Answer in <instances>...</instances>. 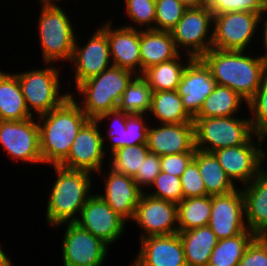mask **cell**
<instances>
[{
	"instance_id": "4316f807",
	"label": "cell",
	"mask_w": 267,
	"mask_h": 266,
	"mask_svg": "<svg viewBox=\"0 0 267 266\" xmlns=\"http://www.w3.org/2000/svg\"><path fill=\"white\" fill-rule=\"evenodd\" d=\"M187 266H208L210 255L218 239L209 226L178 232Z\"/></svg>"
},
{
	"instance_id": "7bdbcfd3",
	"label": "cell",
	"mask_w": 267,
	"mask_h": 266,
	"mask_svg": "<svg viewBox=\"0 0 267 266\" xmlns=\"http://www.w3.org/2000/svg\"><path fill=\"white\" fill-rule=\"evenodd\" d=\"M160 156L149 153L145 160H143V164L141 168L138 169L137 174L133 177L138 187L143 191L149 188L155 181V178L160 174ZM146 188V189H145Z\"/></svg>"
},
{
	"instance_id": "f546056e",
	"label": "cell",
	"mask_w": 267,
	"mask_h": 266,
	"mask_svg": "<svg viewBox=\"0 0 267 266\" xmlns=\"http://www.w3.org/2000/svg\"><path fill=\"white\" fill-rule=\"evenodd\" d=\"M183 55L182 53L171 61L151 66L143 72L142 76L147 80L153 92L177 90L184 69L193 59L186 54Z\"/></svg>"
},
{
	"instance_id": "44dd1931",
	"label": "cell",
	"mask_w": 267,
	"mask_h": 266,
	"mask_svg": "<svg viewBox=\"0 0 267 266\" xmlns=\"http://www.w3.org/2000/svg\"><path fill=\"white\" fill-rule=\"evenodd\" d=\"M147 147L158 156L195 152L194 122L150 125Z\"/></svg>"
},
{
	"instance_id": "7c38bea8",
	"label": "cell",
	"mask_w": 267,
	"mask_h": 266,
	"mask_svg": "<svg viewBox=\"0 0 267 266\" xmlns=\"http://www.w3.org/2000/svg\"><path fill=\"white\" fill-rule=\"evenodd\" d=\"M61 226L66 229L61 242L63 266H103L110 251L107 244L75 222L54 227Z\"/></svg>"
},
{
	"instance_id": "e575fe53",
	"label": "cell",
	"mask_w": 267,
	"mask_h": 266,
	"mask_svg": "<svg viewBox=\"0 0 267 266\" xmlns=\"http://www.w3.org/2000/svg\"><path fill=\"white\" fill-rule=\"evenodd\" d=\"M150 153L147 144H138L135 146H125L114 151L107 165L115 172L134 177L138 169L141 168L143 160Z\"/></svg>"
},
{
	"instance_id": "8d00e7d4",
	"label": "cell",
	"mask_w": 267,
	"mask_h": 266,
	"mask_svg": "<svg viewBox=\"0 0 267 266\" xmlns=\"http://www.w3.org/2000/svg\"><path fill=\"white\" fill-rule=\"evenodd\" d=\"M253 132L262 138L267 136V77L247 103Z\"/></svg>"
},
{
	"instance_id": "5b68a950",
	"label": "cell",
	"mask_w": 267,
	"mask_h": 266,
	"mask_svg": "<svg viewBox=\"0 0 267 266\" xmlns=\"http://www.w3.org/2000/svg\"><path fill=\"white\" fill-rule=\"evenodd\" d=\"M58 5H41L37 21L43 63L69 62L78 35L72 18ZM74 26V27H73Z\"/></svg>"
},
{
	"instance_id": "7a4b0ae2",
	"label": "cell",
	"mask_w": 267,
	"mask_h": 266,
	"mask_svg": "<svg viewBox=\"0 0 267 266\" xmlns=\"http://www.w3.org/2000/svg\"><path fill=\"white\" fill-rule=\"evenodd\" d=\"M37 119L40 153L46 166L60 165L67 158L79 130L89 120L72 96Z\"/></svg>"
},
{
	"instance_id": "83f0119b",
	"label": "cell",
	"mask_w": 267,
	"mask_h": 266,
	"mask_svg": "<svg viewBox=\"0 0 267 266\" xmlns=\"http://www.w3.org/2000/svg\"><path fill=\"white\" fill-rule=\"evenodd\" d=\"M193 160L198 165L208 196L229 194L238 188L228 178L213 153L196 149Z\"/></svg>"
},
{
	"instance_id": "1f68e13d",
	"label": "cell",
	"mask_w": 267,
	"mask_h": 266,
	"mask_svg": "<svg viewBox=\"0 0 267 266\" xmlns=\"http://www.w3.org/2000/svg\"><path fill=\"white\" fill-rule=\"evenodd\" d=\"M212 196L190 197L177 204L178 232L208 226Z\"/></svg>"
},
{
	"instance_id": "ba28073f",
	"label": "cell",
	"mask_w": 267,
	"mask_h": 266,
	"mask_svg": "<svg viewBox=\"0 0 267 266\" xmlns=\"http://www.w3.org/2000/svg\"><path fill=\"white\" fill-rule=\"evenodd\" d=\"M170 33L181 54L201 58L212 48L213 13L208 6L187 8Z\"/></svg>"
},
{
	"instance_id": "f6af8a7d",
	"label": "cell",
	"mask_w": 267,
	"mask_h": 266,
	"mask_svg": "<svg viewBox=\"0 0 267 266\" xmlns=\"http://www.w3.org/2000/svg\"><path fill=\"white\" fill-rule=\"evenodd\" d=\"M264 17H265V19H264ZM261 26H263V27H261L262 28L261 33H263V34H261L262 42H263L262 46H264V48H265L264 49L265 51L263 53H265L267 55V10H265L261 15Z\"/></svg>"
},
{
	"instance_id": "ac0fdd59",
	"label": "cell",
	"mask_w": 267,
	"mask_h": 266,
	"mask_svg": "<svg viewBox=\"0 0 267 266\" xmlns=\"http://www.w3.org/2000/svg\"><path fill=\"white\" fill-rule=\"evenodd\" d=\"M208 226L216 234L218 240L234 237L248 229L241 188L229 194L212 196Z\"/></svg>"
},
{
	"instance_id": "30bf717a",
	"label": "cell",
	"mask_w": 267,
	"mask_h": 266,
	"mask_svg": "<svg viewBox=\"0 0 267 266\" xmlns=\"http://www.w3.org/2000/svg\"><path fill=\"white\" fill-rule=\"evenodd\" d=\"M242 145L218 149L212 152L222 166L228 178L236 186L242 187L252 182L264 169L265 151L263 150L264 138L255 135ZM255 140L257 142H255ZM263 165V166H262ZM237 181L238 183H236Z\"/></svg>"
},
{
	"instance_id": "484cf974",
	"label": "cell",
	"mask_w": 267,
	"mask_h": 266,
	"mask_svg": "<svg viewBox=\"0 0 267 266\" xmlns=\"http://www.w3.org/2000/svg\"><path fill=\"white\" fill-rule=\"evenodd\" d=\"M34 117L28 110L17 75L0 70V120L21 121Z\"/></svg>"
},
{
	"instance_id": "603a6c76",
	"label": "cell",
	"mask_w": 267,
	"mask_h": 266,
	"mask_svg": "<svg viewBox=\"0 0 267 266\" xmlns=\"http://www.w3.org/2000/svg\"><path fill=\"white\" fill-rule=\"evenodd\" d=\"M135 256L145 266H187L184 247L178 233L139 239Z\"/></svg>"
},
{
	"instance_id": "b9f144b4",
	"label": "cell",
	"mask_w": 267,
	"mask_h": 266,
	"mask_svg": "<svg viewBox=\"0 0 267 266\" xmlns=\"http://www.w3.org/2000/svg\"><path fill=\"white\" fill-rule=\"evenodd\" d=\"M238 266H267V237L256 236L247 246Z\"/></svg>"
},
{
	"instance_id": "f907efd6",
	"label": "cell",
	"mask_w": 267,
	"mask_h": 266,
	"mask_svg": "<svg viewBox=\"0 0 267 266\" xmlns=\"http://www.w3.org/2000/svg\"><path fill=\"white\" fill-rule=\"evenodd\" d=\"M263 6H264V9L267 10V0H261Z\"/></svg>"
},
{
	"instance_id": "4dcf8cb0",
	"label": "cell",
	"mask_w": 267,
	"mask_h": 266,
	"mask_svg": "<svg viewBox=\"0 0 267 266\" xmlns=\"http://www.w3.org/2000/svg\"><path fill=\"white\" fill-rule=\"evenodd\" d=\"M149 114L157 121L154 124L193 122V118L184 109L177 90L153 92Z\"/></svg>"
},
{
	"instance_id": "d590c367",
	"label": "cell",
	"mask_w": 267,
	"mask_h": 266,
	"mask_svg": "<svg viewBox=\"0 0 267 266\" xmlns=\"http://www.w3.org/2000/svg\"><path fill=\"white\" fill-rule=\"evenodd\" d=\"M124 11L132 22L126 27L155 30V0H124ZM134 22V24H133Z\"/></svg>"
},
{
	"instance_id": "60d3db41",
	"label": "cell",
	"mask_w": 267,
	"mask_h": 266,
	"mask_svg": "<svg viewBox=\"0 0 267 266\" xmlns=\"http://www.w3.org/2000/svg\"><path fill=\"white\" fill-rule=\"evenodd\" d=\"M183 190V199L190 197L208 196L206 188L199 173L197 163L192 160L180 177Z\"/></svg>"
},
{
	"instance_id": "836d02e7",
	"label": "cell",
	"mask_w": 267,
	"mask_h": 266,
	"mask_svg": "<svg viewBox=\"0 0 267 266\" xmlns=\"http://www.w3.org/2000/svg\"><path fill=\"white\" fill-rule=\"evenodd\" d=\"M153 91L142 75H136L123 92L117 109L128 114H148Z\"/></svg>"
},
{
	"instance_id": "d4e9b609",
	"label": "cell",
	"mask_w": 267,
	"mask_h": 266,
	"mask_svg": "<svg viewBox=\"0 0 267 266\" xmlns=\"http://www.w3.org/2000/svg\"><path fill=\"white\" fill-rule=\"evenodd\" d=\"M180 54L170 31L140 30L141 75L149 67L171 61Z\"/></svg>"
},
{
	"instance_id": "bcb514c9",
	"label": "cell",
	"mask_w": 267,
	"mask_h": 266,
	"mask_svg": "<svg viewBox=\"0 0 267 266\" xmlns=\"http://www.w3.org/2000/svg\"><path fill=\"white\" fill-rule=\"evenodd\" d=\"M186 8L206 6V0H179Z\"/></svg>"
},
{
	"instance_id": "d6a6232c",
	"label": "cell",
	"mask_w": 267,
	"mask_h": 266,
	"mask_svg": "<svg viewBox=\"0 0 267 266\" xmlns=\"http://www.w3.org/2000/svg\"><path fill=\"white\" fill-rule=\"evenodd\" d=\"M256 237L249 229L234 237L218 240L208 266H238L247 246Z\"/></svg>"
},
{
	"instance_id": "2e32d148",
	"label": "cell",
	"mask_w": 267,
	"mask_h": 266,
	"mask_svg": "<svg viewBox=\"0 0 267 266\" xmlns=\"http://www.w3.org/2000/svg\"><path fill=\"white\" fill-rule=\"evenodd\" d=\"M147 115V116H146ZM148 114H128L115 109L100 115L96 121L103 124L105 120H111L105 136L103 135L104 151L107 155L125 147L138 144H147L148 129L150 124L145 118ZM147 123V124H146ZM108 140V146L105 145ZM110 140V141H109ZM111 142V145L110 143ZM109 148V150H108Z\"/></svg>"
},
{
	"instance_id": "ffe728a7",
	"label": "cell",
	"mask_w": 267,
	"mask_h": 266,
	"mask_svg": "<svg viewBox=\"0 0 267 266\" xmlns=\"http://www.w3.org/2000/svg\"><path fill=\"white\" fill-rule=\"evenodd\" d=\"M209 68L200 58L192 59L184 69L177 91L186 112L194 118L204 100L216 86Z\"/></svg>"
},
{
	"instance_id": "f1b7e54d",
	"label": "cell",
	"mask_w": 267,
	"mask_h": 266,
	"mask_svg": "<svg viewBox=\"0 0 267 266\" xmlns=\"http://www.w3.org/2000/svg\"><path fill=\"white\" fill-rule=\"evenodd\" d=\"M243 104L246 105L247 102L236 91L226 86L216 85L194 118L235 116L242 111Z\"/></svg>"
},
{
	"instance_id": "cb8c5ba5",
	"label": "cell",
	"mask_w": 267,
	"mask_h": 266,
	"mask_svg": "<svg viewBox=\"0 0 267 266\" xmlns=\"http://www.w3.org/2000/svg\"><path fill=\"white\" fill-rule=\"evenodd\" d=\"M247 228L256 236L267 235V168L241 188Z\"/></svg>"
},
{
	"instance_id": "6da1fadb",
	"label": "cell",
	"mask_w": 267,
	"mask_h": 266,
	"mask_svg": "<svg viewBox=\"0 0 267 266\" xmlns=\"http://www.w3.org/2000/svg\"><path fill=\"white\" fill-rule=\"evenodd\" d=\"M261 53L211 48L200 59L217 85L231 88L248 103L267 77V55Z\"/></svg>"
},
{
	"instance_id": "d6986e66",
	"label": "cell",
	"mask_w": 267,
	"mask_h": 266,
	"mask_svg": "<svg viewBox=\"0 0 267 266\" xmlns=\"http://www.w3.org/2000/svg\"><path fill=\"white\" fill-rule=\"evenodd\" d=\"M104 179V191L97 193L119 216L128 223L133 219L135 209L143 191L131 176L115 172L110 167L108 172L103 170L95 175ZM100 174V175H99ZM105 174V175H104Z\"/></svg>"
},
{
	"instance_id": "f35d334b",
	"label": "cell",
	"mask_w": 267,
	"mask_h": 266,
	"mask_svg": "<svg viewBox=\"0 0 267 266\" xmlns=\"http://www.w3.org/2000/svg\"><path fill=\"white\" fill-rule=\"evenodd\" d=\"M186 9L179 0H155V30L170 31Z\"/></svg>"
},
{
	"instance_id": "8992f818",
	"label": "cell",
	"mask_w": 267,
	"mask_h": 266,
	"mask_svg": "<svg viewBox=\"0 0 267 266\" xmlns=\"http://www.w3.org/2000/svg\"><path fill=\"white\" fill-rule=\"evenodd\" d=\"M53 65L45 63L41 69L15 72L27 108L35 117L50 112L71 96L70 91L61 89V68Z\"/></svg>"
},
{
	"instance_id": "4fadbf2b",
	"label": "cell",
	"mask_w": 267,
	"mask_h": 266,
	"mask_svg": "<svg viewBox=\"0 0 267 266\" xmlns=\"http://www.w3.org/2000/svg\"><path fill=\"white\" fill-rule=\"evenodd\" d=\"M88 42L80 46L82 36H76L72 57L69 61L72 67L75 88L81 83L99 75L112 66L107 34L98 27L89 36Z\"/></svg>"
},
{
	"instance_id": "3957f363",
	"label": "cell",
	"mask_w": 267,
	"mask_h": 266,
	"mask_svg": "<svg viewBox=\"0 0 267 266\" xmlns=\"http://www.w3.org/2000/svg\"><path fill=\"white\" fill-rule=\"evenodd\" d=\"M56 180L52 184L46 205V222L53 227L66 222H75L81 209L94 194V174L85 170L68 169L53 165Z\"/></svg>"
},
{
	"instance_id": "c3c4849f",
	"label": "cell",
	"mask_w": 267,
	"mask_h": 266,
	"mask_svg": "<svg viewBox=\"0 0 267 266\" xmlns=\"http://www.w3.org/2000/svg\"><path fill=\"white\" fill-rule=\"evenodd\" d=\"M40 5H58V3L61 4V2H63V0H38Z\"/></svg>"
},
{
	"instance_id": "ee69618b",
	"label": "cell",
	"mask_w": 267,
	"mask_h": 266,
	"mask_svg": "<svg viewBox=\"0 0 267 266\" xmlns=\"http://www.w3.org/2000/svg\"><path fill=\"white\" fill-rule=\"evenodd\" d=\"M194 153L186 152L160 156L161 171L180 178L188 164L193 160Z\"/></svg>"
},
{
	"instance_id": "9a60e30c",
	"label": "cell",
	"mask_w": 267,
	"mask_h": 266,
	"mask_svg": "<svg viewBox=\"0 0 267 266\" xmlns=\"http://www.w3.org/2000/svg\"><path fill=\"white\" fill-rule=\"evenodd\" d=\"M132 221L141 228L140 239L178 233L177 204L143 192Z\"/></svg>"
},
{
	"instance_id": "74e56055",
	"label": "cell",
	"mask_w": 267,
	"mask_h": 266,
	"mask_svg": "<svg viewBox=\"0 0 267 266\" xmlns=\"http://www.w3.org/2000/svg\"><path fill=\"white\" fill-rule=\"evenodd\" d=\"M150 187L152 188L151 191L147 190L146 193L154 198L163 199L176 204L183 199L180 178L169 173L161 171ZM148 191L150 193H148Z\"/></svg>"
},
{
	"instance_id": "9c48e42d",
	"label": "cell",
	"mask_w": 267,
	"mask_h": 266,
	"mask_svg": "<svg viewBox=\"0 0 267 266\" xmlns=\"http://www.w3.org/2000/svg\"><path fill=\"white\" fill-rule=\"evenodd\" d=\"M259 26H261V14L258 13L234 11L213 14L212 48L251 51L255 34L260 33Z\"/></svg>"
},
{
	"instance_id": "7402d4cb",
	"label": "cell",
	"mask_w": 267,
	"mask_h": 266,
	"mask_svg": "<svg viewBox=\"0 0 267 266\" xmlns=\"http://www.w3.org/2000/svg\"><path fill=\"white\" fill-rule=\"evenodd\" d=\"M112 19L100 25L107 34L112 65L141 75L140 30L113 26Z\"/></svg>"
},
{
	"instance_id": "8fae6325",
	"label": "cell",
	"mask_w": 267,
	"mask_h": 266,
	"mask_svg": "<svg viewBox=\"0 0 267 266\" xmlns=\"http://www.w3.org/2000/svg\"><path fill=\"white\" fill-rule=\"evenodd\" d=\"M36 119L31 117L21 121L0 120V144L10 159L25 165H43Z\"/></svg>"
},
{
	"instance_id": "e0dca14e",
	"label": "cell",
	"mask_w": 267,
	"mask_h": 266,
	"mask_svg": "<svg viewBox=\"0 0 267 266\" xmlns=\"http://www.w3.org/2000/svg\"><path fill=\"white\" fill-rule=\"evenodd\" d=\"M75 223L109 247L120 240L128 224L96 193L85 203Z\"/></svg>"
},
{
	"instance_id": "52a82bcc",
	"label": "cell",
	"mask_w": 267,
	"mask_h": 266,
	"mask_svg": "<svg viewBox=\"0 0 267 266\" xmlns=\"http://www.w3.org/2000/svg\"><path fill=\"white\" fill-rule=\"evenodd\" d=\"M195 148L204 152L246 144L255 136L250 117L193 118Z\"/></svg>"
},
{
	"instance_id": "5bb4252c",
	"label": "cell",
	"mask_w": 267,
	"mask_h": 266,
	"mask_svg": "<svg viewBox=\"0 0 267 266\" xmlns=\"http://www.w3.org/2000/svg\"><path fill=\"white\" fill-rule=\"evenodd\" d=\"M100 124L89 119L79 130L67 158L60 164L68 169L98 173L108 158L104 151L103 133Z\"/></svg>"
},
{
	"instance_id": "681fc988",
	"label": "cell",
	"mask_w": 267,
	"mask_h": 266,
	"mask_svg": "<svg viewBox=\"0 0 267 266\" xmlns=\"http://www.w3.org/2000/svg\"><path fill=\"white\" fill-rule=\"evenodd\" d=\"M131 266H145L144 264H142L136 257L135 260L133 262H131L130 264Z\"/></svg>"
},
{
	"instance_id": "816d5d0a",
	"label": "cell",
	"mask_w": 267,
	"mask_h": 266,
	"mask_svg": "<svg viewBox=\"0 0 267 266\" xmlns=\"http://www.w3.org/2000/svg\"><path fill=\"white\" fill-rule=\"evenodd\" d=\"M264 139H265V141H267L266 139H267V136L266 137H264ZM265 153V161L267 160V152H264Z\"/></svg>"
},
{
	"instance_id": "ab89813d",
	"label": "cell",
	"mask_w": 267,
	"mask_h": 266,
	"mask_svg": "<svg viewBox=\"0 0 267 266\" xmlns=\"http://www.w3.org/2000/svg\"><path fill=\"white\" fill-rule=\"evenodd\" d=\"M213 14L246 11L261 14L265 11L261 0H206Z\"/></svg>"
},
{
	"instance_id": "7dc6e473",
	"label": "cell",
	"mask_w": 267,
	"mask_h": 266,
	"mask_svg": "<svg viewBox=\"0 0 267 266\" xmlns=\"http://www.w3.org/2000/svg\"><path fill=\"white\" fill-rule=\"evenodd\" d=\"M0 243V266H13V263L11 262L9 256L7 253H5V250L2 249Z\"/></svg>"
},
{
	"instance_id": "277c9868",
	"label": "cell",
	"mask_w": 267,
	"mask_h": 266,
	"mask_svg": "<svg viewBox=\"0 0 267 266\" xmlns=\"http://www.w3.org/2000/svg\"><path fill=\"white\" fill-rule=\"evenodd\" d=\"M135 76L130 70L112 65L75 88L82 99H77L72 92L71 96L89 119L96 120L100 115L117 109L123 92Z\"/></svg>"
}]
</instances>
